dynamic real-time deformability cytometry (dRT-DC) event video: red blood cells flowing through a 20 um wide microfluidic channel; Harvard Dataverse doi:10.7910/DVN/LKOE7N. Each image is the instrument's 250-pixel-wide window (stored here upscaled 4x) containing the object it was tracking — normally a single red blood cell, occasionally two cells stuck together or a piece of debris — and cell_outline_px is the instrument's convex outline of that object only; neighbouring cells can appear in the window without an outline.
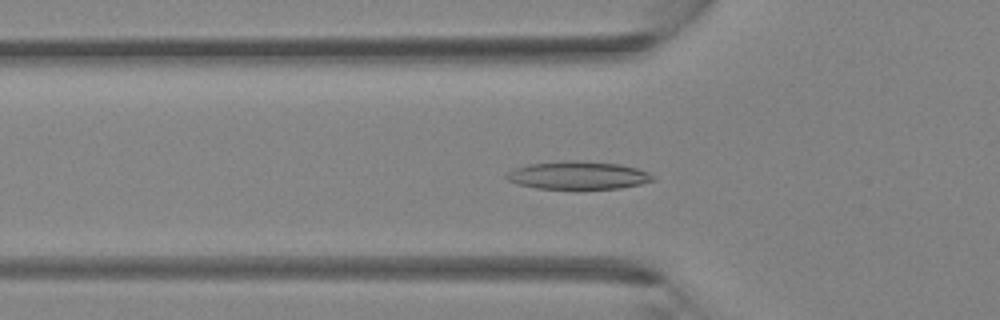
{"species": "Egyptian fruit bat (a non-hibernating species)", "species_latin": "Rousettus aegyptiacus", "temperature_condition": "room temperature", "stored_images_in_passage": 40, "camera_frame_rate_fps": 3000, "um_per_image_px": 0.085, "animal": {"sex": "female"}, "frame": {"image": 1, "passage_image": 13, "time_ms": 4.0, "image_size_px": [1000, 320], "cell_outline_px": [[656, 180], [640, 184], [620, 188], [536, 188], [520, 184], [508, 180], [504, 176], [508, 172], [516, 168], [528, 164], [568, 160], [576, 160], [620, 164], [636, 168], [648, 172], [656, 176]], "centroid_in_image_um": [49.18, 14.89], "position_along_channel_um": 76.6, "area_um2": 23.64}}
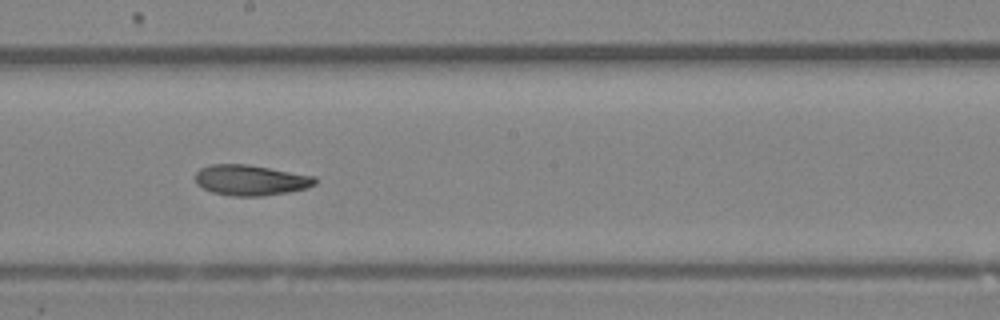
{"frame": {"image": 2, "passage_image": 22, "time_ms": 7.0, "image_size_px": [1000, 320], "cell_outline_px": [[316, 184], [308, 188], [288, 192], [260, 196], [232, 196], [212, 192], [196, 184], [196, 172], [200, 168], [212, 164], [248, 164], [316, 176]], "centroid_in_image_um": [21.32, 15.31], "position_along_channel_um": 226.9, "area_um2": 21.39}}
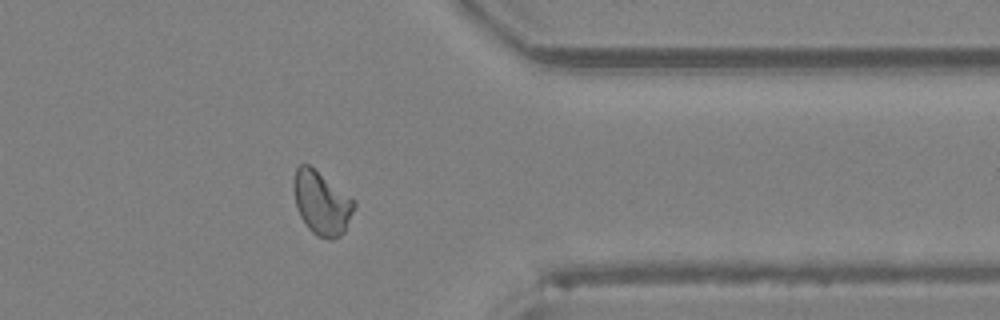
{"frame": {"image": 3, "passage_image": 32, "time_ms": 10.333, "image_size_px": [1000, 320], "cell_outline_px": [[356, 204], [344, 232], [340, 236], [332, 240], [328, 240], [316, 236], [308, 228], [300, 216], [296, 208], [292, 188], [292, 184], [296, 168], [300, 164], [308, 164], [356, 200]], "centroid_in_image_um": [27.32, 17.26], "position_along_channel_um": 384.1, "area_um2": 22.6}}